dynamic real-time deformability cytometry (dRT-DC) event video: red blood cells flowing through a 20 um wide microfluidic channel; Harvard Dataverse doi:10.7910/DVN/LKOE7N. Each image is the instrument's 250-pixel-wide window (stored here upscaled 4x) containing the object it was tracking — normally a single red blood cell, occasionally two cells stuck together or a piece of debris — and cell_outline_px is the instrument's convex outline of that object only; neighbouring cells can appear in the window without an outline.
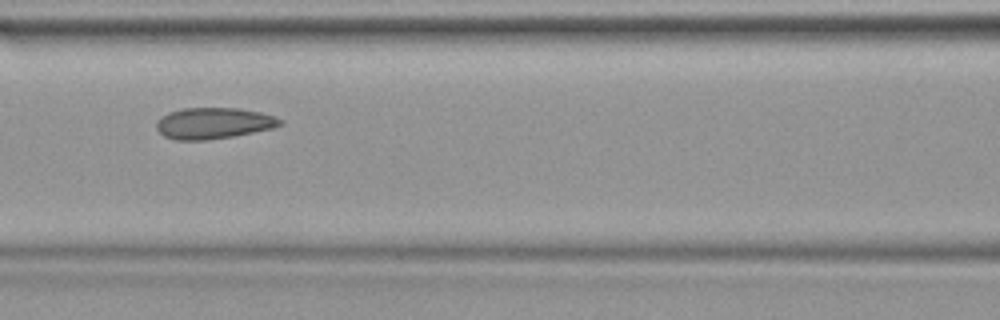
{"species": "common noctule bat (a hibernating species)", "species_latin": "Nyctalus noctula", "temperature_condition": "warm", "stored_images_in_passage": 39, "camera_frame_rate_fps": 3000, "um_per_image_px": 0.085, "animal": {"sex": "female", "body_mass_g": 19.9}, "frame": {"image": 1, "passage_image": 17, "time_ms": 5.333, "image_size_px": [1000, 320], "cell_outline_px": [[284, 124], [272, 128], [232, 136], [208, 140], [176, 140], [164, 136], [156, 128], [156, 120], [168, 112], [184, 108], [240, 108], [260, 112], [276, 116], [284, 120]], "centroid_in_image_um": [18.16, 10.47], "position_along_channel_um": 148.4, "area_um2": 22.6}}